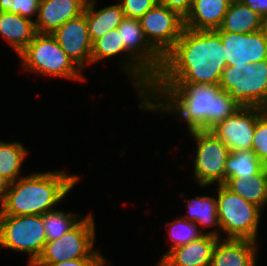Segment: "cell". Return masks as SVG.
<instances>
[{
    "instance_id": "cell-34",
    "label": "cell",
    "mask_w": 267,
    "mask_h": 266,
    "mask_svg": "<svg viewBox=\"0 0 267 266\" xmlns=\"http://www.w3.org/2000/svg\"><path fill=\"white\" fill-rule=\"evenodd\" d=\"M264 20L267 18V0H240Z\"/></svg>"
},
{
    "instance_id": "cell-9",
    "label": "cell",
    "mask_w": 267,
    "mask_h": 266,
    "mask_svg": "<svg viewBox=\"0 0 267 266\" xmlns=\"http://www.w3.org/2000/svg\"><path fill=\"white\" fill-rule=\"evenodd\" d=\"M189 135L196 142L193 178L197 186L207 187L225 183L226 160L229 148L210 130H193Z\"/></svg>"
},
{
    "instance_id": "cell-31",
    "label": "cell",
    "mask_w": 267,
    "mask_h": 266,
    "mask_svg": "<svg viewBox=\"0 0 267 266\" xmlns=\"http://www.w3.org/2000/svg\"><path fill=\"white\" fill-rule=\"evenodd\" d=\"M127 18L140 19L157 4V0H120L119 2Z\"/></svg>"
},
{
    "instance_id": "cell-10",
    "label": "cell",
    "mask_w": 267,
    "mask_h": 266,
    "mask_svg": "<svg viewBox=\"0 0 267 266\" xmlns=\"http://www.w3.org/2000/svg\"><path fill=\"white\" fill-rule=\"evenodd\" d=\"M124 56L119 65L124 75L132 80L134 89L141 100L151 89L154 76L125 48L124 42L118 29H113L105 33L102 37L93 42L91 53V64H97L118 55Z\"/></svg>"
},
{
    "instance_id": "cell-30",
    "label": "cell",
    "mask_w": 267,
    "mask_h": 266,
    "mask_svg": "<svg viewBox=\"0 0 267 266\" xmlns=\"http://www.w3.org/2000/svg\"><path fill=\"white\" fill-rule=\"evenodd\" d=\"M251 150L262 163L267 160V109L257 118Z\"/></svg>"
},
{
    "instance_id": "cell-12",
    "label": "cell",
    "mask_w": 267,
    "mask_h": 266,
    "mask_svg": "<svg viewBox=\"0 0 267 266\" xmlns=\"http://www.w3.org/2000/svg\"><path fill=\"white\" fill-rule=\"evenodd\" d=\"M224 45L227 66H240L267 60V30L240 34L215 31Z\"/></svg>"
},
{
    "instance_id": "cell-33",
    "label": "cell",
    "mask_w": 267,
    "mask_h": 266,
    "mask_svg": "<svg viewBox=\"0 0 267 266\" xmlns=\"http://www.w3.org/2000/svg\"><path fill=\"white\" fill-rule=\"evenodd\" d=\"M157 3L166 6L170 10L177 12L182 18H185L191 10L193 0H157Z\"/></svg>"
},
{
    "instance_id": "cell-37",
    "label": "cell",
    "mask_w": 267,
    "mask_h": 266,
    "mask_svg": "<svg viewBox=\"0 0 267 266\" xmlns=\"http://www.w3.org/2000/svg\"><path fill=\"white\" fill-rule=\"evenodd\" d=\"M265 22V29L267 30V18L264 20Z\"/></svg>"
},
{
    "instance_id": "cell-5",
    "label": "cell",
    "mask_w": 267,
    "mask_h": 266,
    "mask_svg": "<svg viewBox=\"0 0 267 266\" xmlns=\"http://www.w3.org/2000/svg\"><path fill=\"white\" fill-rule=\"evenodd\" d=\"M217 187V213L221 238L250 239L258 242V228L263 211L231 192L223 184Z\"/></svg>"
},
{
    "instance_id": "cell-24",
    "label": "cell",
    "mask_w": 267,
    "mask_h": 266,
    "mask_svg": "<svg viewBox=\"0 0 267 266\" xmlns=\"http://www.w3.org/2000/svg\"><path fill=\"white\" fill-rule=\"evenodd\" d=\"M223 185L262 211L267 206V176L263 169L250 179L229 178Z\"/></svg>"
},
{
    "instance_id": "cell-17",
    "label": "cell",
    "mask_w": 267,
    "mask_h": 266,
    "mask_svg": "<svg viewBox=\"0 0 267 266\" xmlns=\"http://www.w3.org/2000/svg\"><path fill=\"white\" fill-rule=\"evenodd\" d=\"M87 0H41L35 29L39 34H51L66 21L82 14Z\"/></svg>"
},
{
    "instance_id": "cell-19",
    "label": "cell",
    "mask_w": 267,
    "mask_h": 266,
    "mask_svg": "<svg viewBox=\"0 0 267 266\" xmlns=\"http://www.w3.org/2000/svg\"><path fill=\"white\" fill-rule=\"evenodd\" d=\"M232 0H193L184 18V27L193 30H216L222 25Z\"/></svg>"
},
{
    "instance_id": "cell-11",
    "label": "cell",
    "mask_w": 267,
    "mask_h": 266,
    "mask_svg": "<svg viewBox=\"0 0 267 266\" xmlns=\"http://www.w3.org/2000/svg\"><path fill=\"white\" fill-rule=\"evenodd\" d=\"M139 21L146 39L162 57L174 47L184 29V18L158 3Z\"/></svg>"
},
{
    "instance_id": "cell-28",
    "label": "cell",
    "mask_w": 267,
    "mask_h": 266,
    "mask_svg": "<svg viewBox=\"0 0 267 266\" xmlns=\"http://www.w3.org/2000/svg\"><path fill=\"white\" fill-rule=\"evenodd\" d=\"M166 231L169 233V240L172 242L171 247L160 256L159 261L171 250L178 246H184L193 240L199 239L204 234L201 232L198 225L194 222L188 221L179 216V218L174 219L172 222H166Z\"/></svg>"
},
{
    "instance_id": "cell-21",
    "label": "cell",
    "mask_w": 267,
    "mask_h": 266,
    "mask_svg": "<svg viewBox=\"0 0 267 266\" xmlns=\"http://www.w3.org/2000/svg\"><path fill=\"white\" fill-rule=\"evenodd\" d=\"M185 201L187 202L186 211L188 213L181 217L198 225L203 234L221 238L216 196L199 195L198 197L186 199ZM208 227H213V229L211 228V230L205 231V228Z\"/></svg>"
},
{
    "instance_id": "cell-14",
    "label": "cell",
    "mask_w": 267,
    "mask_h": 266,
    "mask_svg": "<svg viewBox=\"0 0 267 266\" xmlns=\"http://www.w3.org/2000/svg\"><path fill=\"white\" fill-rule=\"evenodd\" d=\"M265 109L242 107L234 115L217 124L212 131L230 151L251 150L258 116Z\"/></svg>"
},
{
    "instance_id": "cell-29",
    "label": "cell",
    "mask_w": 267,
    "mask_h": 266,
    "mask_svg": "<svg viewBox=\"0 0 267 266\" xmlns=\"http://www.w3.org/2000/svg\"><path fill=\"white\" fill-rule=\"evenodd\" d=\"M41 0H0V11L18 14L36 21ZM31 17H35L32 19Z\"/></svg>"
},
{
    "instance_id": "cell-35",
    "label": "cell",
    "mask_w": 267,
    "mask_h": 266,
    "mask_svg": "<svg viewBox=\"0 0 267 266\" xmlns=\"http://www.w3.org/2000/svg\"><path fill=\"white\" fill-rule=\"evenodd\" d=\"M7 187V184L3 181V179L0 177V203L3 200L5 189Z\"/></svg>"
},
{
    "instance_id": "cell-32",
    "label": "cell",
    "mask_w": 267,
    "mask_h": 266,
    "mask_svg": "<svg viewBox=\"0 0 267 266\" xmlns=\"http://www.w3.org/2000/svg\"><path fill=\"white\" fill-rule=\"evenodd\" d=\"M108 262L109 260H107L106 257H83V258L53 263L47 266H107Z\"/></svg>"
},
{
    "instance_id": "cell-8",
    "label": "cell",
    "mask_w": 267,
    "mask_h": 266,
    "mask_svg": "<svg viewBox=\"0 0 267 266\" xmlns=\"http://www.w3.org/2000/svg\"><path fill=\"white\" fill-rule=\"evenodd\" d=\"M47 242L42 215H0V248L28 254L32 266Z\"/></svg>"
},
{
    "instance_id": "cell-15",
    "label": "cell",
    "mask_w": 267,
    "mask_h": 266,
    "mask_svg": "<svg viewBox=\"0 0 267 266\" xmlns=\"http://www.w3.org/2000/svg\"><path fill=\"white\" fill-rule=\"evenodd\" d=\"M117 29L125 48L155 77L162 69L163 57L146 39L139 19L125 17Z\"/></svg>"
},
{
    "instance_id": "cell-6",
    "label": "cell",
    "mask_w": 267,
    "mask_h": 266,
    "mask_svg": "<svg viewBox=\"0 0 267 266\" xmlns=\"http://www.w3.org/2000/svg\"><path fill=\"white\" fill-rule=\"evenodd\" d=\"M219 86L242 107L267 109V60L226 66Z\"/></svg>"
},
{
    "instance_id": "cell-36",
    "label": "cell",
    "mask_w": 267,
    "mask_h": 266,
    "mask_svg": "<svg viewBox=\"0 0 267 266\" xmlns=\"http://www.w3.org/2000/svg\"><path fill=\"white\" fill-rule=\"evenodd\" d=\"M266 176H267V160L265 162H263V166H262Z\"/></svg>"
},
{
    "instance_id": "cell-3",
    "label": "cell",
    "mask_w": 267,
    "mask_h": 266,
    "mask_svg": "<svg viewBox=\"0 0 267 266\" xmlns=\"http://www.w3.org/2000/svg\"><path fill=\"white\" fill-rule=\"evenodd\" d=\"M79 176L55 170L32 172L7 184L0 215H43L55 210L79 182Z\"/></svg>"
},
{
    "instance_id": "cell-25",
    "label": "cell",
    "mask_w": 267,
    "mask_h": 266,
    "mask_svg": "<svg viewBox=\"0 0 267 266\" xmlns=\"http://www.w3.org/2000/svg\"><path fill=\"white\" fill-rule=\"evenodd\" d=\"M28 153L22 142L0 140V177L6 184L23 176L21 170Z\"/></svg>"
},
{
    "instance_id": "cell-22",
    "label": "cell",
    "mask_w": 267,
    "mask_h": 266,
    "mask_svg": "<svg viewBox=\"0 0 267 266\" xmlns=\"http://www.w3.org/2000/svg\"><path fill=\"white\" fill-rule=\"evenodd\" d=\"M97 0H87L85 5L88 31L91 41L102 37L105 33L117 29L125 18L120 3L96 9Z\"/></svg>"
},
{
    "instance_id": "cell-20",
    "label": "cell",
    "mask_w": 267,
    "mask_h": 266,
    "mask_svg": "<svg viewBox=\"0 0 267 266\" xmlns=\"http://www.w3.org/2000/svg\"><path fill=\"white\" fill-rule=\"evenodd\" d=\"M36 34L33 20L0 11V36L17 55L29 45Z\"/></svg>"
},
{
    "instance_id": "cell-23",
    "label": "cell",
    "mask_w": 267,
    "mask_h": 266,
    "mask_svg": "<svg viewBox=\"0 0 267 266\" xmlns=\"http://www.w3.org/2000/svg\"><path fill=\"white\" fill-rule=\"evenodd\" d=\"M265 28L264 19L240 0H232L222 25L214 31L249 34Z\"/></svg>"
},
{
    "instance_id": "cell-2",
    "label": "cell",
    "mask_w": 267,
    "mask_h": 266,
    "mask_svg": "<svg viewBox=\"0 0 267 266\" xmlns=\"http://www.w3.org/2000/svg\"><path fill=\"white\" fill-rule=\"evenodd\" d=\"M224 45L214 30L183 29L174 47L163 57L153 83H220L226 68Z\"/></svg>"
},
{
    "instance_id": "cell-4",
    "label": "cell",
    "mask_w": 267,
    "mask_h": 266,
    "mask_svg": "<svg viewBox=\"0 0 267 266\" xmlns=\"http://www.w3.org/2000/svg\"><path fill=\"white\" fill-rule=\"evenodd\" d=\"M26 72L68 80H86L83 71L67 56L51 34L37 33L29 45L17 55Z\"/></svg>"
},
{
    "instance_id": "cell-7",
    "label": "cell",
    "mask_w": 267,
    "mask_h": 266,
    "mask_svg": "<svg viewBox=\"0 0 267 266\" xmlns=\"http://www.w3.org/2000/svg\"><path fill=\"white\" fill-rule=\"evenodd\" d=\"M92 214L89 212L60 238L47 241L42 254L32 266H47L83 257H104L94 247L96 224Z\"/></svg>"
},
{
    "instance_id": "cell-27",
    "label": "cell",
    "mask_w": 267,
    "mask_h": 266,
    "mask_svg": "<svg viewBox=\"0 0 267 266\" xmlns=\"http://www.w3.org/2000/svg\"><path fill=\"white\" fill-rule=\"evenodd\" d=\"M47 241L56 240L73 228L84 216L55 209L42 215Z\"/></svg>"
},
{
    "instance_id": "cell-16",
    "label": "cell",
    "mask_w": 267,
    "mask_h": 266,
    "mask_svg": "<svg viewBox=\"0 0 267 266\" xmlns=\"http://www.w3.org/2000/svg\"><path fill=\"white\" fill-rule=\"evenodd\" d=\"M259 247L258 242L250 239L219 238L210 266H256Z\"/></svg>"
},
{
    "instance_id": "cell-18",
    "label": "cell",
    "mask_w": 267,
    "mask_h": 266,
    "mask_svg": "<svg viewBox=\"0 0 267 266\" xmlns=\"http://www.w3.org/2000/svg\"><path fill=\"white\" fill-rule=\"evenodd\" d=\"M218 239L204 234L187 245L171 249L156 266H210L212 252Z\"/></svg>"
},
{
    "instance_id": "cell-1",
    "label": "cell",
    "mask_w": 267,
    "mask_h": 266,
    "mask_svg": "<svg viewBox=\"0 0 267 266\" xmlns=\"http://www.w3.org/2000/svg\"><path fill=\"white\" fill-rule=\"evenodd\" d=\"M140 102L141 110L178 116L188 132L211 130L242 108L219 84L153 83Z\"/></svg>"
},
{
    "instance_id": "cell-13",
    "label": "cell",
    "mask_w": 267,
    "mask_h": 266,
    "mask_svg": "<svg viewBox=\"0 0 267 266\" xmlns=\"http://www.w3.org/2000/svg\"><path fill=\"white\" fill-rule=\"evenodd\" d=\"M51 35L81 71H85L86 65H91L93 42L88 31L85 9L82 14L66 21Z\"/></svg>"
},
{
    "instance_id": "cell-26",
    "label": "cell",
    "mask_w": 267,
    "mask_h": 266,
    "mask_svg": "<svg viewBox=\"0 0 267 266\" xmlns=\"http://www.w3.org/2000/svg\"><path fill=\"white\" fill-rule=\"evenodd\" d=\"M262 166L252 150L231 151L226 160L225 181L235 177L250 179L263 169Z\"/></svg>"
}]
</instances>
